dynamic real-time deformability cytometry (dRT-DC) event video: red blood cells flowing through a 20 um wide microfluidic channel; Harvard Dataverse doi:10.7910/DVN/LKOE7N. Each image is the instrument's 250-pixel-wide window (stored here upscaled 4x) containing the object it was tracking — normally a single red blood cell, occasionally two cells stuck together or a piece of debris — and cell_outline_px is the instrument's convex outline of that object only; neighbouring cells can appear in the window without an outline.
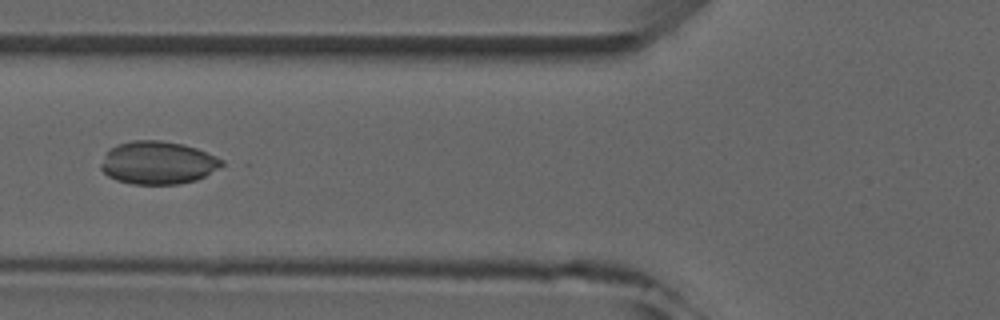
{"species": "common noctule bat (a hibernating species)", "species_latin": "Nyctalus noctula", "temperature_condition": "room temperature", "stored_images_in_passage": 6, "camera_frame_rate_fps": 3000, "um_per_image_px": 0.085, "animal": {"sex": "male", "forearm_length_mm": 52.5}, "frame": {"image": 1, "passage_image": 5, "time_ms": 5.667, "image_size_px": [1000, 320], "cell_outline_px": [[224, 164], [204, 176], [196, 180], [180, 184], [132, 184], [116, 180], [108, 176], [100, 168], [100, 164], [104, 152], [108, 148], [116, 144], [132, 140], [160, 140], [184, 144], [196, 148], [224, 160]], "centroid_in_image_um": [13.36, 13.82], "position_along_channel_um": 112.4, "area_um2": 30.46}}
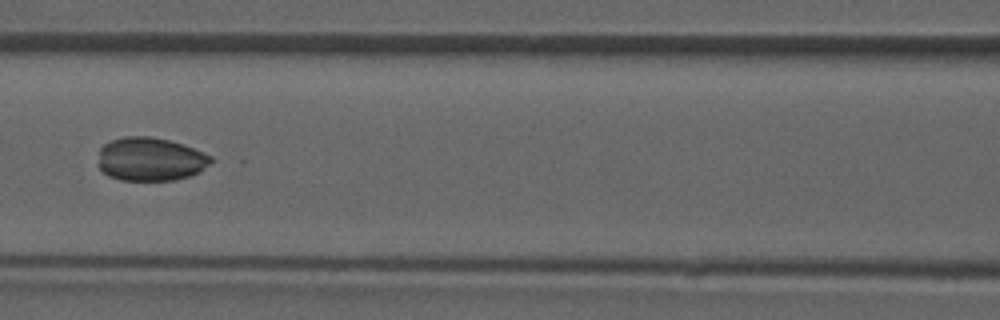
{"frame": {"image": 2, "passage_image": 6, "time_ms": 6.667, "image_size_px": [1000, 320], "cell_outline_px": [[216, 160], [200, 172], [192, 176], [176, 180], [120, 180], [108, 176], [96, 164], [100, 148], [104, 144], [112, 140], [124, 136], [148, 136], [168, 140], [192, 148], [212, 156]], "centroid_in_image_um": [12.79, 13.54], "position_along_channel_um": 153.8, "area_um2": 28.9}}